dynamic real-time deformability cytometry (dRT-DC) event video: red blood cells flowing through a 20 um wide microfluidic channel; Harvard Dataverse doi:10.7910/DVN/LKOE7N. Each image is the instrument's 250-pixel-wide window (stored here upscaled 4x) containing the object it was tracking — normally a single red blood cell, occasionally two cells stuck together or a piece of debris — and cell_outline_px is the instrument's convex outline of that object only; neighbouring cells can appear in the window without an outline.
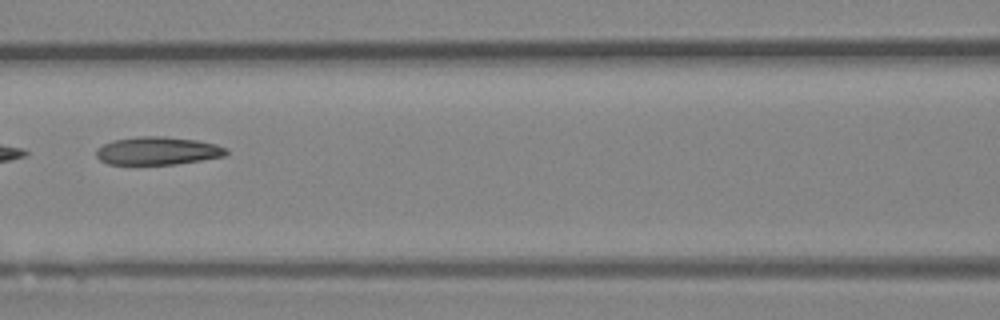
{"species": "Egyptian fruit bat (a non-hibernating species)", "species_latin": "Rousettus aegyptiacus", "temperature_condition": "room temperature", "stored_images_in_passage": 7, "camera_frame_rate_fps": 3000, "um_per_image_px": 0.085, "animal": {"sex": "female"}, "frame": {"image": 1, "passage_image": 6, "time_ms": 1.667, "image_size_px": [1000, 320], "cell_outline_px": [[228, 152], [224, 156], [176, 164], [108, 164], [100, 160], [96, 156], [96, 148], [112, 140], [136, 136], [164, 136], [196, 140], [216, 144], [228, 148]], "centroid_in_image_um": [13.38, 12.81], "position_along_channel_um": 153.2, "area_um2": 21.27}}
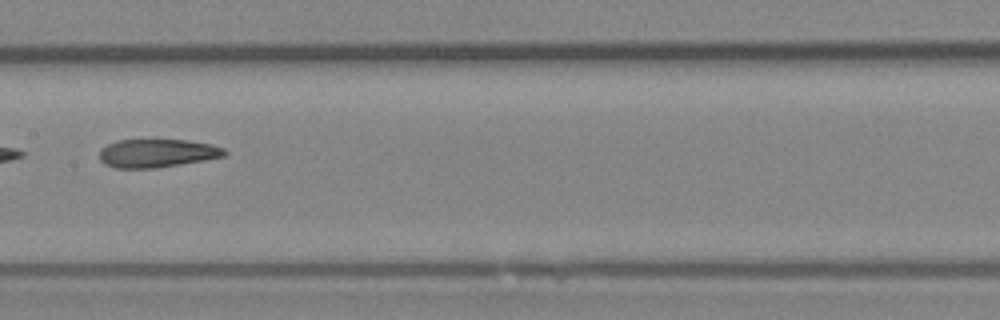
{"frame": {"image": 2, "passage_image": 7, "time_ms": 2.0, "image_size_px": [1000, 320], "cell_outline_px": [[228, 152], [224, 156], [180, 164], [156, 168], [116, 168], [104, 164], [100, 160], [100, 152], [108, 144], [120, 140], [184, 140], [212, 144], [224, 148]], "centroid_in_image_um": [13.36, 13.02], "position_along_channel_um": 194.0, "area_um2": 20.4}}